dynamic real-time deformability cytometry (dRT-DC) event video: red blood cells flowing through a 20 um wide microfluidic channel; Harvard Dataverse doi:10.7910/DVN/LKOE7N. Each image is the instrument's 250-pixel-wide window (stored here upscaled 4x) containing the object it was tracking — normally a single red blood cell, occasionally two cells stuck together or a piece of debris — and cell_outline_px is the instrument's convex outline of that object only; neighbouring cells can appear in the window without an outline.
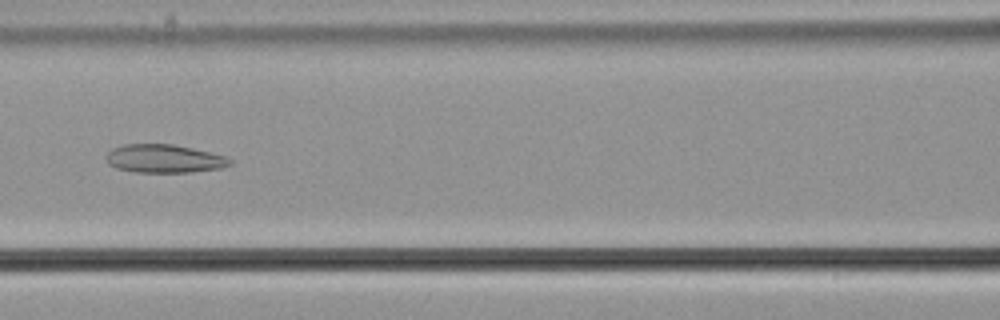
{"species": "common noctule bat (a hibernating species)", "species_latin": "Nyctalus noctula", "temperature_condition": "cold", "stored_images_in_passage": 56, "camera_frame_rate_fps": 3000, "um_per_image_px": 0.085, "animal": {"sex": "male", "body_mass_g": 21.5, "forearm_length_mm": 52.0}, "frame": {"image": 1, "passage_image": 25, "time_ms": 8.0, "image_size_px": [1000, 320], "cell_outline_px": [[232, 164], [220, 168], [192, 172], [136, 172], [116, 168], [108, 164], [104, 156], [112, 148], [124, 144], [172, 144], [192, 148], [224, 156], [232, 160]], "centroid_in_image_um": [13.91, 13.48], "position_along_channel_um": 152.7, "area_um2": 20.4}}
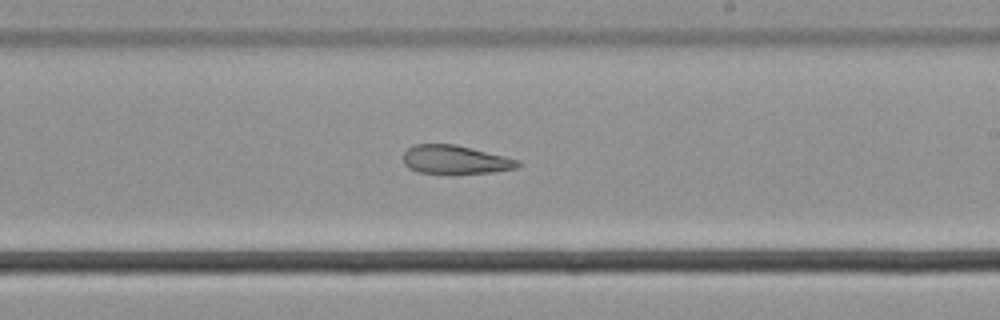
{"frame": {"image": 2, "passage_image": 33, "time_ms": 10.667, "image_size_px": [1000, 320], "cell_outline_px": [[520, 164], [516, 168], [492, 172], [416, 172], [408, 168], [404, 164], [404, 152], [408, 148], [416, 144], [456, 144], [520, 160]], "centroid_in_image_um": [38.68, 13.55], "position_along_channel_um": 250.3, "area_um2": 18.67}}
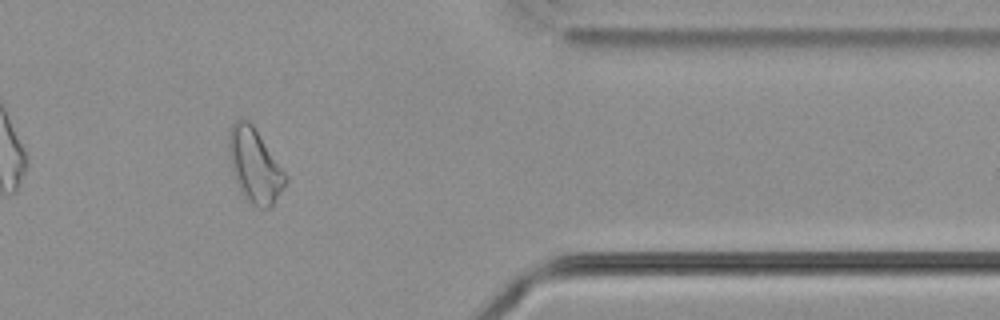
{"frame": {"image": 3, "passage_image": 46, "time_ms": 15.0, "image_size_px": [1000, 320], "cell_outline_px": [[288, 180], [284, 188], [272, 208], [256, 208], [244, 200], [232, 172], [228, 156], [228, 132], [232, 124], [236, 120], [248, 120], [252, 124], [288, 176]], "centroid_in_image_um": [21.64, 14.13], "position_along_channel_um": 389.8, "area_um2": 24.91}, "authors_computed_cell_mechanics": {"area_um2": 25.2297, "velocity_mm_per_s": 3.671, "shape_relaxation_time_tau1_ms": null, "shape_relaxation_time_tau2_ms": 1.9903, "deformation_change_tau1": null, "deformation_change_tau2": 0.0918}}